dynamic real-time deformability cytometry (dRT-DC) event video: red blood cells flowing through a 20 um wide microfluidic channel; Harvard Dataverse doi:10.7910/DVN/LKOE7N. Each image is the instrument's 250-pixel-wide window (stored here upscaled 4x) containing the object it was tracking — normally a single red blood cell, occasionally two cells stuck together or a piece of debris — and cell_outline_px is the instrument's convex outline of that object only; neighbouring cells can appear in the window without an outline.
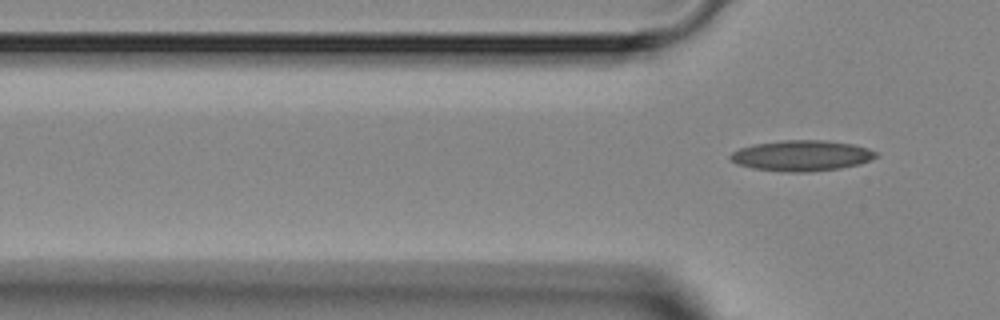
{"species": "Egyptian fruit bat (a non-hibernating species)", "species_latin": "Rousettus aegyptiacus", "temperature_condition": "room temperature", "stored_images_in_passage": 6, "camera_frame_rate_fps": 3000, "um_per_image_px": 0.085, "animal": {"sex": "female"}, "frame": {"image": 1, "passage_image": 6, "time_ms": 6.333, "image_size_px": [1000, 320], "cell_outline_px": [[876, 156], [860, 164], [840, 168], [808, 172], [784, 172], [752, 168], [736, 164], [728, 156], [732, 152], [740, 148], [752, 144], [784, 140], [824, 140], [852, 144], [868, 148], [876, 152]], "centroid_in_image_um": [68.1, 13.23], "position_along_channel_um": 57.7, "area_um2": 26.01}}